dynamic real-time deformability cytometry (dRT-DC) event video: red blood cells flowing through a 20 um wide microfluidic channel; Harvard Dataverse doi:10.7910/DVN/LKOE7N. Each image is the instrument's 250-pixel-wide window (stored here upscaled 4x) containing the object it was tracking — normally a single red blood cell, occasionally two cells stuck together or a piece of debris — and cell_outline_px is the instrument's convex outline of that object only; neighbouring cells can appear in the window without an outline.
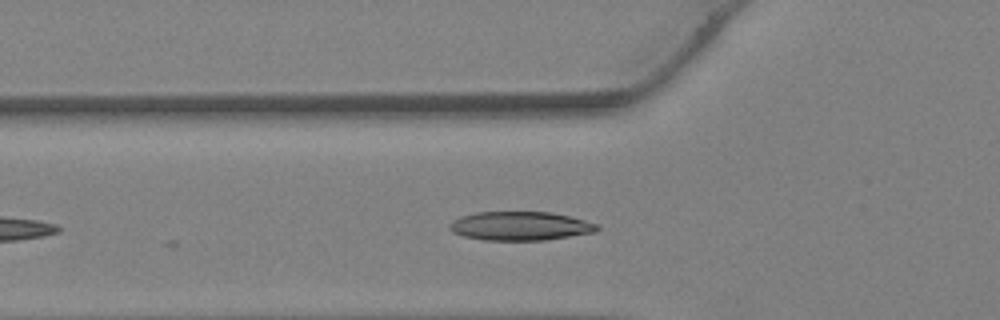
{"species": "Egyptian fruit bat (a non-hibernating species)", "species_latin": "Rousettus aegyptiacus", "temperature_condition": "warm", "stored_images_in_passage": 20, "camera_frame_rate_fps": 3000, "um_per_image_px": 0.085, "animal": {"sex": "female"}, "frame": {"image": 1, "passage_image": 5, "time_ms": 1.333, "image_size_px": [1000, 320], "cell_outline_px": [[600, 228], [596, 232], [544, 240], [484, 240], [464, 236], [452, 232], [448, 228], [448, 224], [452, 220], [460, 216], [476, 212], [552, 212], [600, 224]], "centroid_in_image_um": [44.2, 19.21], "position_along_channel_um": 81.6, "area_um2": 24.91}}
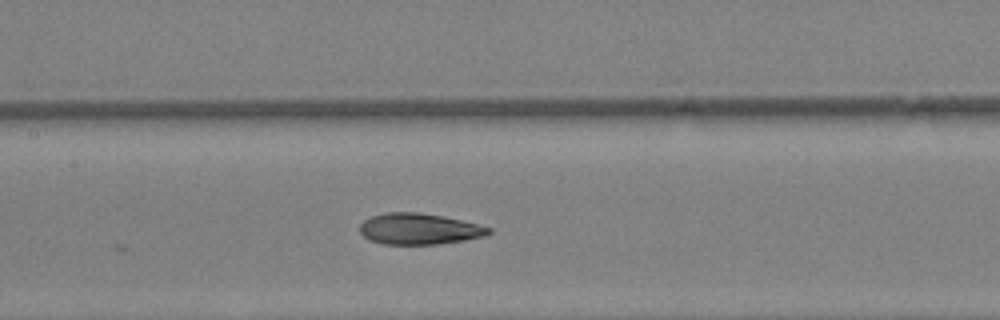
{"frame": {"image": 2, "passage_image": 10, "time_ms": 3.0, "image_size_px": [1000, 320], "cell_outline_px": [[492, 232], [488, 236], [464, 240], [436, 244], [384, 244], [368, 240], [360, 232], [360, 224], [364, 220], [372, 216], [384, 212], [416, 212], [444, 216], [480, 224], [492, 228]], "centroid_in_image_um": [35.66, 19.45], "position_along_channel_um": 171.7, "area_um2": 23.58}}
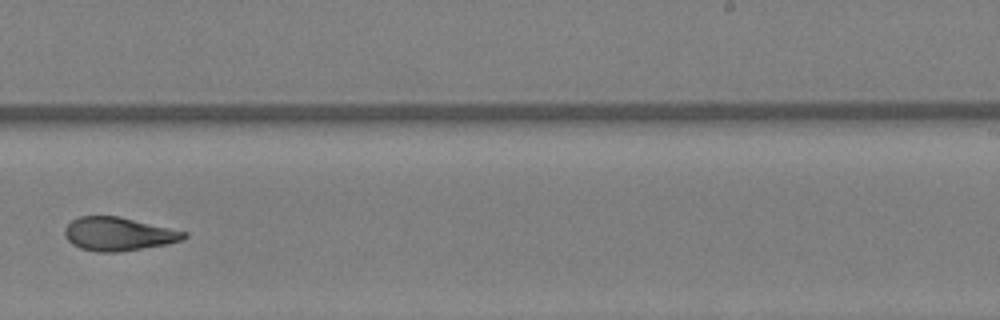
{"frame": {"image": 3, "passage_image": 16, "time_ms": 5.0, "image_size_px": [1000, 320], "cell_outline_px": [[188, 236], [184, 240], [168, 244], [120, 252], [100, 252], [80, 248], [72, 244], [64, 236], [64, 228], [72, 220], [80, 216], [120, 216], [188, 232]], "centroid_in_image_um": [10.09, 19.89], "position_along_channel_um": 278.9, "area_um2": 23.47}}